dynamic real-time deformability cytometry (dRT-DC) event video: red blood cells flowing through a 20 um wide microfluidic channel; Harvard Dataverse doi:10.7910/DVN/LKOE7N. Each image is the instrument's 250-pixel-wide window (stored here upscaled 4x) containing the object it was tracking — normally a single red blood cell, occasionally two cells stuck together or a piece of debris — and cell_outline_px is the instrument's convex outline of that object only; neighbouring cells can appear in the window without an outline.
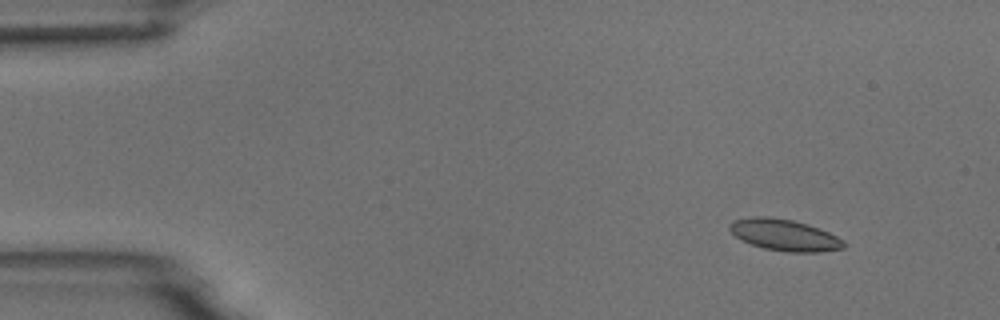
{"species": "common noctule bat (a hibernating species)", "species_latin": "Nyctalus noctula", "temperature_condition": "room temperature", "stored_images_in_passage": 5, "camera_frame_rate_fps": 3000, "um_per_image_px": 0.085, "animal": {"sex": "male", "body_mass_g": 18.8}, "frame": {"image": 1, "passage_image": 1, "time_ms": 0.0, "image_size_px": [1000, 320], "cell_outline_px": [[848, 244], [844, 248], [820, 252], [788, 252], [764, 248], [752, 244], [736, 236], [728, 228], [728, 224], [732, 220], [752, 216], [768, 216], [792, 220], [808, 224], [828, 232], [844, 240]], "centroid_in_image_um": [66.69, 19.97], "position_along_channel_um": 18.3, "area_um2": 20.98}}
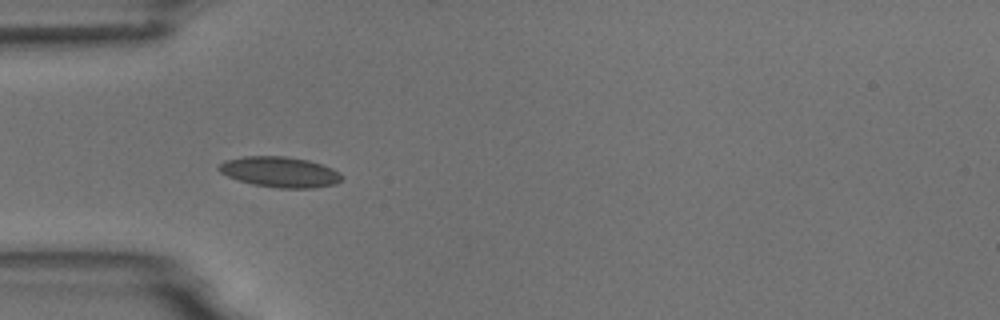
{"frame": {"image": 2, "passage_image": 4, "time_ms": 3.667, "image_size_px": [1000, 320], "cell_outline_px": [[344, 180], [336, 184], [312, 188], [280, 188], [252, 184], [228, 176], [220, 172], [216, 168], [224, 160], [244, 156], [284, 156], [308, 160], [332, 168], [340, 172], [344, 176]], "centroid_in_image_um": [23.82, 14.62], "position_along_channel_um": 61.2, "area_um2": 21.96}}